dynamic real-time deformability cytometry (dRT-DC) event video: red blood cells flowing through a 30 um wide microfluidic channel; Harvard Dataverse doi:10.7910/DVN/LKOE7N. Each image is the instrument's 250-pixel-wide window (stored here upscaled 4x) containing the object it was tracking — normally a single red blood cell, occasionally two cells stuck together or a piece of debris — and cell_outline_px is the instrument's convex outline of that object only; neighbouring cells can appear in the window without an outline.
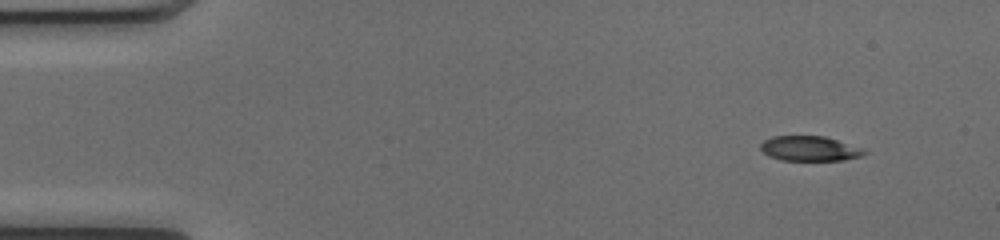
{"species": "common noctule bat (a hibernating species)", "species_latin": "Nyctalus noctula", "temperature_condition": "cold", "stored_images_in_passage": 47, "camera_frame_rate_fps": 3000, "um_per_image_px": 0.085, "animal": {"sex": "female", "body_mass_g": 17.0, "forearm_length_mm": 48.0}, "frame": {"image": 1, "passage_image": 1, "time_ms": 0.0, "image_size_px": [1000, 240], "cell_outline_px": [[868, 152], [864, 156], [844, 160], [780, 160], [768, 156], [760, 148], [760, 144], [764, 140], [772, 136], [824, 136], [864, 148]], "centroid_in_image_um": [68.85, 12.63], "position_along_channel_um": 16.2, "area_um2": 15.2}}
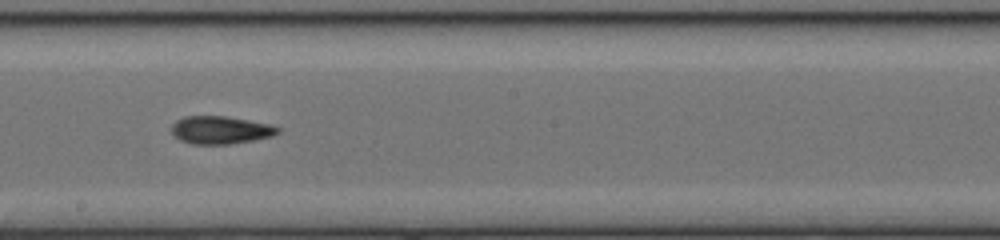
{"frame": {"image": 2, "passage_image": 25, "time_ms": 8.0, "image_size_px": [1000, 240], "cell_outline_px": [[280, 132], [272, 136], [252, 140], [228, 144], [192, 144], [180, 140], [172, 132], [172, 124], [176, 120], [184, 116], [224, 116], [248, 120], [268, 124], [280, 128]], "centroid_in_image_um": [18.72, 11.05], "position_along_channel_um": 229.5, "area_um2": 17.05}}
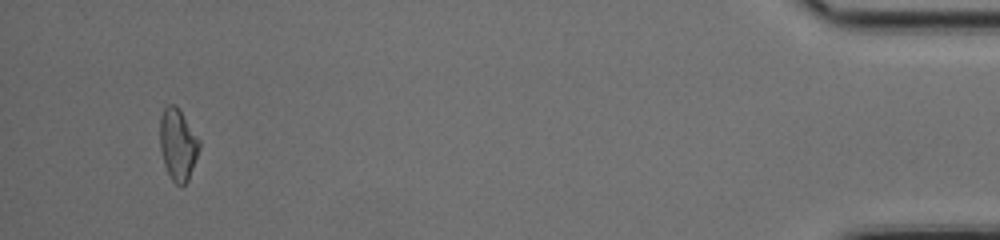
{"frame": {"image": 3, "passage_image": 45, "time_ms": 14.667, "image_size_px": [1000, 240], "cell_outline_px": [[200, 148], [188, 180], [184, 184], [176, 184], [172, 180], [164, 164], [160, 148], [160, 116], [164, 108], [168, 104], [176, 104], [200, 140]], "centroid_in_image_um": [15.11, 12.25], "position_along_channel_um": 420.1, "area_um2": 16.36}, "authors_computed_cell_mechanics": {"area_um2": 16.8776, "velocity_mm_per_s": 4.0706, "shape_relaxation_time_tau1_ms": 9.7224, "shape_relaxation_time_tau2_ms": 6.1299, "deformation_change_tau1": 0.2525, "deformation_change_tau2": 0.1606}}